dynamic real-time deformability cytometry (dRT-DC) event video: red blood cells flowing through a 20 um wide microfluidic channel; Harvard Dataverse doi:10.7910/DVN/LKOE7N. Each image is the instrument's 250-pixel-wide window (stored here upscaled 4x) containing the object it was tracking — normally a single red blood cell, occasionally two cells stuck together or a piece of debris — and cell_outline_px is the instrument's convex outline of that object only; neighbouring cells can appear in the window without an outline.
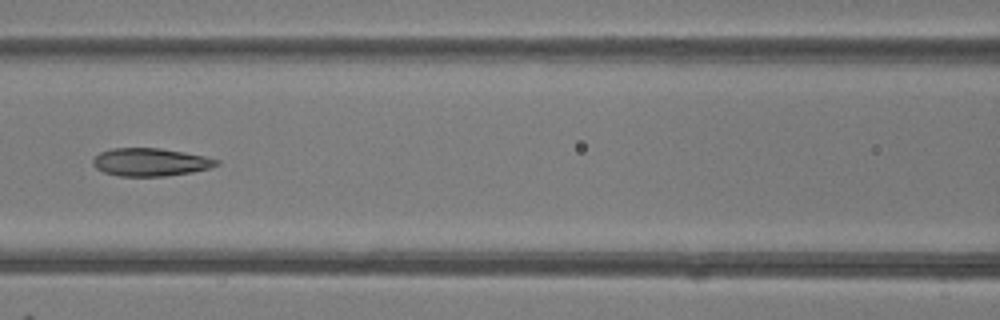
{"species": "common noctule bat (a hibernating species)", "species_latin": "Nyctalus noctula", "temperature_condition": "room temperature", "stored_images_in_passage": 6, "camera_frame_rate_fps": 3000, "um_per_image_px": 0.085, "animal": {"sex": "female"}, "frame": {"image": 1, "passage_image": 6, "time_ms": 1.667, "image_size_px": [1000, 320], "cell_outline_px": [[220, 164], [208, 168], [192, 172], [164, 176], [120, 176], [104, 172], [96, 168], [92, 164], [92, 160], [100, 152], [112, 148], [160, 148], [184, 152], [204, 156], [220, 160]], "centroid_in_image_um": [12.78, 13.77], "position_along_channel_um": 153.8, "area_um2": 20.06}}